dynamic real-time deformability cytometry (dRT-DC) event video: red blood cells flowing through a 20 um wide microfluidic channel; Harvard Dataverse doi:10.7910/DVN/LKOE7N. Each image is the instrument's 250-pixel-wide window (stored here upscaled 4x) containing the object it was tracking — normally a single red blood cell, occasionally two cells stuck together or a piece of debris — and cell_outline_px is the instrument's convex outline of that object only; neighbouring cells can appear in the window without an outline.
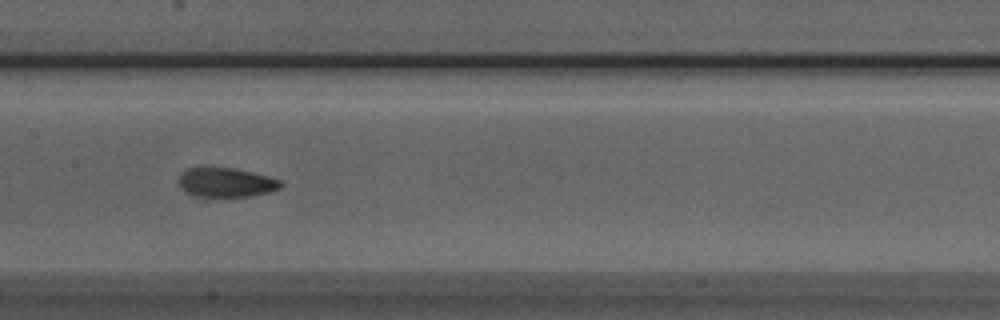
{"species": "Egyptian fruit bat (a non-hibernating species)", "species_latin": "Rousettus aegyptiacus", "temperature_condition": "room temperature", "stored_images_in_passage": 16, "camera_frame_rate_fps": 3000, "um_per_image_px": 0.085, "animal": {"sex": "male"}, "frame": {"image": 1, "passage_image": 14, "time_ms": 4.333, "image_size_px": [1000, 320], "cell_outline_px": [[284, 184], [280, 188], [268, 192], [248, 196], [192, 196], [184, 192], [180, 188], [176, 180], [180, 172], [188, 168], [236, 168], [268, 176], [280, 180]], "centroid_in_image_um": [19.15, 15.5], "position_along_channel_um": 188.3, "area_um2": 17.57}}